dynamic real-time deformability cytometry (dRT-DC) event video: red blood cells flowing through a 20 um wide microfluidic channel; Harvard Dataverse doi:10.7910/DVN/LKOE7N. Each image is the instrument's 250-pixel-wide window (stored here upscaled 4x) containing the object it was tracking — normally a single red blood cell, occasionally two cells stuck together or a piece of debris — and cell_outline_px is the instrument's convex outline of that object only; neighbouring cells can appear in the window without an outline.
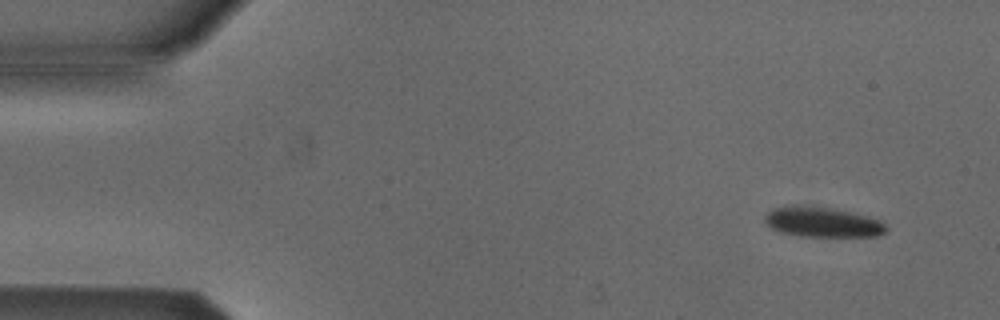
{"species": "Egyptian fruit bat (a non-hibernating species)", "species_latin": "Rousettus aegyptiacus", "temperature_condition": "cold", "stored_images_in_passage": 3, "camera_frame_rate_fps": 3000, "um_per_image_px": 0.085, "animal": {"sex": "male"}, "frame": {"image": 1, "passage_image": 1, "time_ms": 0.0, "image_size_px": [1000, 320], "cell_outline_px": [[888, 228], [884, 232], [876, 236], [800, 236], [780, 232], [772, 228], [764, 220], [764, 216], [772, 208], [796, 204], [812, 204], [852, 212], [868, 216], [880, 220]], "centroid_in_image_um": [69.88, 18.84], "position_along_channel_um": 15.1, "area_um2": 21.56}}
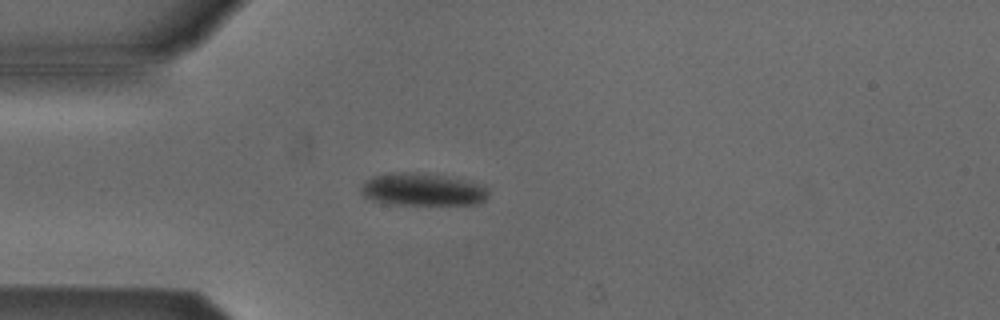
{"frame": {"image": 2, "passage_image": 3, "time_ms": 3.333, "image_size_px": [1000, 320], "cell_outline_px": [[488, 196], [484, 200], [476, 204], [384, 204], [372, 200], [364, 196], [360, 192], [360, 188], [364, 180], [372, 176], [388, 172], [424, 172], [468, 180], [484, 184], [488, 188]], "centroid_in_image_um": [35.89, 16.08], "position_along_channel_um": 49.1, "area_um2": 24.74}}